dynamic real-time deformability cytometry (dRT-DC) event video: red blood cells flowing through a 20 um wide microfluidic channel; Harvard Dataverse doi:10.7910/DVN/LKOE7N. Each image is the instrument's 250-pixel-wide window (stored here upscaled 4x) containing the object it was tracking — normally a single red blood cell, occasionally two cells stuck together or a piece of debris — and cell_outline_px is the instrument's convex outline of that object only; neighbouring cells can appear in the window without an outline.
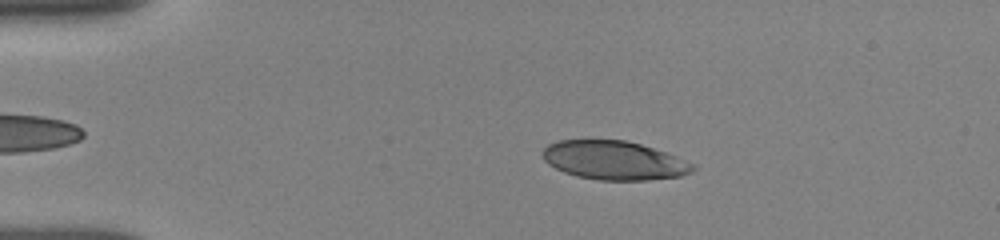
{"species": "human", "species_latin": "Homo sapiens", "temperature_condition": "room temperature", "stored_images_in_passage": 57, "camera_frame_rate_fps": 3000, "um_per_image_px": 0.085, "donor": {"sex": "female"}, "frame": {"image": 1, "passage_image": 9, "time_ms": 2.667, "image_size_px": [1000, 240], "cell_outline_px": [[696, 168], [692, 172], [680, 176], [648, 180], [600, 180], [576, 176], [564, 172], [548, 164], [544, 160], [540, 152], [548, 144], [560, 140], [624, 140], [640, 144], [668, 152], [696, 164]], "centroid_in_image_um": [52.22, 13.63], "position_along_channel_um": 32.8, "area_um2": 34.22}}
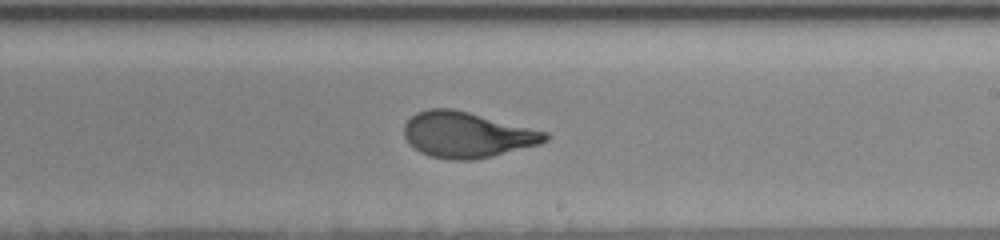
{"frame": {"image": 2, "passage_image": 31, "time_ms": 9.667, "image_size_px": [1000, 240], "cell_outline_px": [[552, 136], [548, 140], [540, 144], [492, 156], [472, 160], [452, 160], [428, 156], [420, 152], [408, 144], [404, 136], [404, 124], [416, 112], [428, 108], [452, 108], [548, 132]], "centroid_in_image_um": [39.68, 11.46], "position_along_channel_um": 249.3, "area_um2": 37.74}}
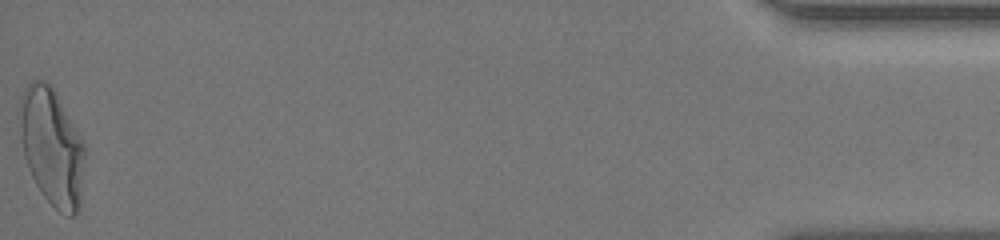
{"frame": {"image": 3, "passage_image": 57, "time_ms": 16.667, "image_size_px": [1000, 240], "cell_outline_px": [[84, 160], [80, 208], [72, 216], [68, 216], [60, 212], [44, 196], [36, 184], [28, 168], [24, 156], [20, 136], [20, 96], [24, 88], [32, 80], [44, 80], [56, 92], [84, 144]], "centroid_in_image_um": [4.4, 12.48], "position_along_channel_um": 430.8, "area_um2": 44.04}, "authors_computed_cell_mechanics": {"area_um2": 37.57, "velocity_mm_per_s": 3.8555, "shape_relaxation_time_tau1_ms": 4.4834, "shape_relaxation_time_tau2_ms": null, "deformation_change_tau1": 0.2087, "deformation_change_tau2": null}}